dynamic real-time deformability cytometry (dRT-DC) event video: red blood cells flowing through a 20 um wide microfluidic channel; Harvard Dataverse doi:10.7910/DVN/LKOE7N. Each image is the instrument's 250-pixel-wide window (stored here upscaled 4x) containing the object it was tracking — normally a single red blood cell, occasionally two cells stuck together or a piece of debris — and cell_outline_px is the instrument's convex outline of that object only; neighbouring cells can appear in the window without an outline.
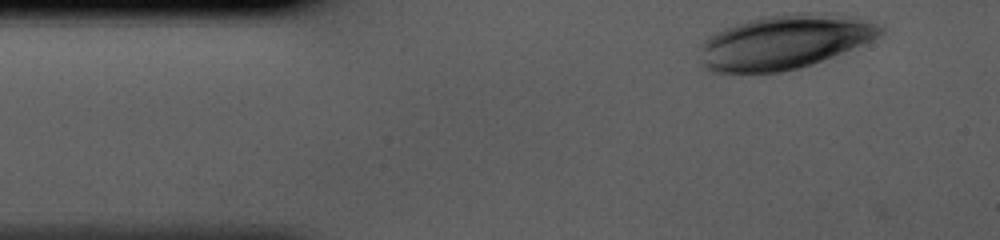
{"species": "human", "species_latin": "Homo sapiens", "temperature_condition": "cold", "stored_images_in_passage": 33, "camera_frame_rate_fps": 3000, "um_per_image_px": 0.085, "donor": {"sex": "male"}, "frame": {"image": 1, "passage_image": 1, "time_ms": 0.0, "image_size_px": [1000, 240], "cell_outline_px": [[884, 32], [860, 44], [800, 68], [780, 72], [712, 72], [700, 64], [700, 44], [708, 36], [724, 28], [760, 16], [796, 12], [824, 12], [848, 16], [880, 24], [884, 28]], "centroid_in_image_um": [66.6, 3.54], "position_along_channel_um": 18.4, "area_um2": 56.64}}
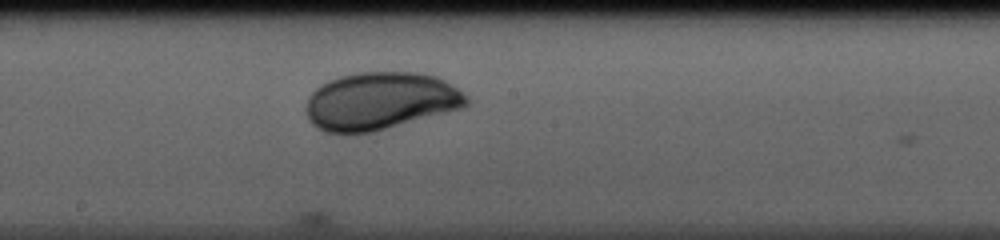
{"frame": {"image": 2, "passage_image": 19, "time_ms": 6.0, "image_size_px": [1000, 240], "cell_outline_px": [[468, 104], [464, 108], [372, 132], [324, 132], [312, 124], [308, 116], [308, 96], [320, 84], [328, 80], [340, 76], [360, 72], [416, 72], [436, 76], [444, 80], [468, 96]], "centroid_in_image_um": [32.35, 8.57], "position_along_channel_um": 215.9, "area_um2": 53.58}}
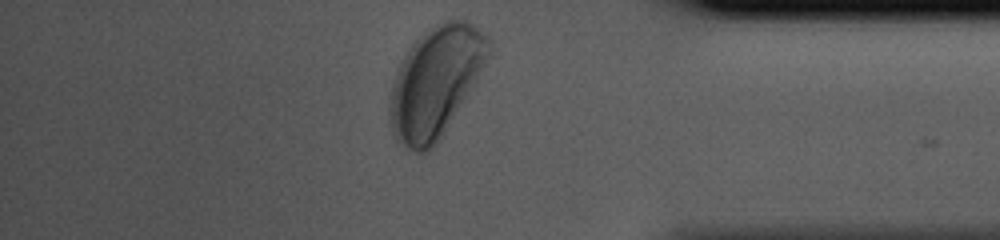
{"frame": {"image": 3, "passage_image": 33, "time_ms": 10.667, "image_size_px": [1000, 240], "cell_outline_px": [[492, 56], [440, 140], [428, 152], [416, 152], [408, 148], [396, 140], [392, 132], [392, 80], [404, 56], [416, 40], [428, 28], [436, 24], [448, 20], [464, 20], [472, 24], [484, 32], [488, 36], [492, 52]], "centroid_in_image_um": [37.09, 6.94], "position_along_channel_um": 398.1, "area_um2": 63.06}}